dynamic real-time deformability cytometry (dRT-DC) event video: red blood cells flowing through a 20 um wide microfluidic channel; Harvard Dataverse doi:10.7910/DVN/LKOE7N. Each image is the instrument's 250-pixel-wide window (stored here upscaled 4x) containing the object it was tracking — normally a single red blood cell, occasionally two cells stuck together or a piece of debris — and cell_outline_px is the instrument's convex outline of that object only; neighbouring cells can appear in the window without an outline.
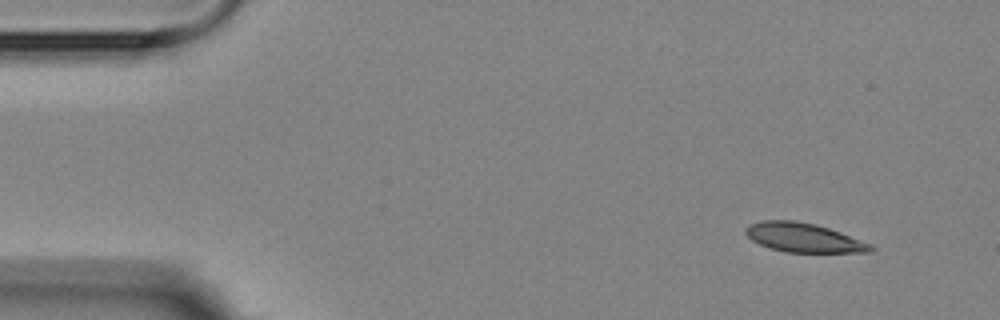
{"species": "Egyptian fruit bat (a non-hibernating species)", "species_latin": "Rousettus aegyptiacus", "temperature_condition": "room temperature", "stored_images_in_passage": 5, "segment_of_instrument_passage": [2, 2], "camera_frame_rate_fps": 3000, "um_per_image_px": 0.085, "animal": {"sex": "female"}, "frame": {"image": 1, "passage_image": 5, "time_ms": 5.333, "image_size_px": [1000, 320], "cell_outline_px": [[876, 248], [872, 252], [784, 252], [768, 248], [752, 240], [744, 232], [752, 224], [760, 220], [792, 220], [816, 224], [840, 232], [872, 244]], "centroid_in_image_um": [68.33, 20.2], "position_along_channel_um": 16.7, "area_um2": 21.15}}